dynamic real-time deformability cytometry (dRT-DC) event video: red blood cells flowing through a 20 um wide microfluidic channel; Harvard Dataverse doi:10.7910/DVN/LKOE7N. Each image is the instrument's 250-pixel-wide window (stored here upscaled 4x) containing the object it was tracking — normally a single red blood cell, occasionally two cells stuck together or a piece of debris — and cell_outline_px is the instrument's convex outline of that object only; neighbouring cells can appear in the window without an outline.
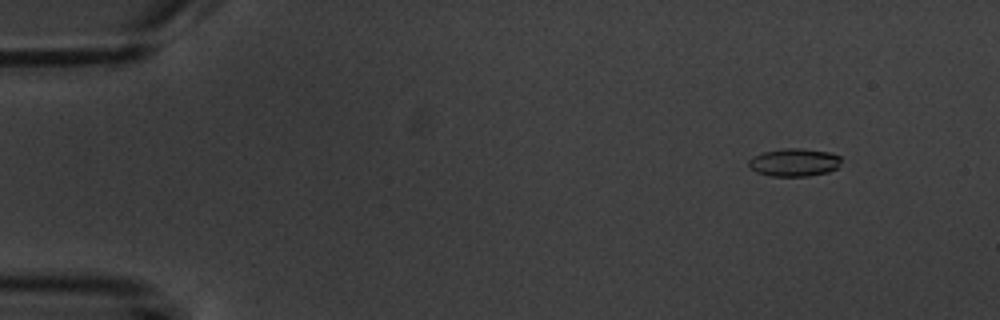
{"species": "common noctule bat (a hibernating species)", "species_latin": "Nyctalus noctula", "temperature_condition": "warm", "stored_images_in_passage": 5, "camera_frame_rate_fps": 3000, "um_per_image_px": 0.085, "animal": {"sex": "male", "body_mass_g": 20.1, "forearm_length_mm": 53.5}, "frame": {"image": 1, "passage_image": 2, "time_ms": 1.333, "image_size_px": [1000, 320], "cell_outline_px": [[840, 164], [836, 168], [828, 172], [808, 176], [768, 176], [756, 172], [748, 164], [748, 160], [752, 156], [764, 152], [784, 148], [800, 148], [828, 152], [840, 156]], "centroid_in_image_um": [67.48, 13.8], "position_along_channel_um": 17.5, "area_um2": 15.03}}
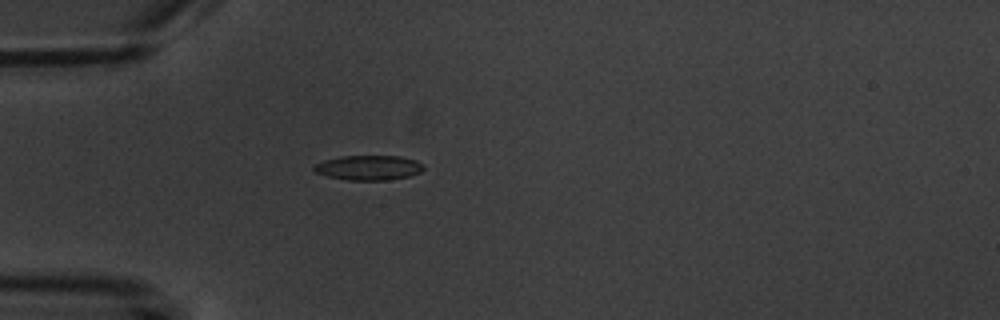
{"frame": {"image": 2, "passage_image": 5, "time_ms": 5.0, "image_size_px": [1000, 320], "cell_outline_px": [[424, 168], [420, 172], [408, 176], [388, 180], [348, 180], [328, 176], [316, 172], [312, 168], [316, 164], [324, 160], [340, 156], [400, 156], [416, 160], [424, 164]], "centroid_in_image_um": [31.35, 14.25], "position_along_channel_um": 53.6, "area_um2": 15.78}}